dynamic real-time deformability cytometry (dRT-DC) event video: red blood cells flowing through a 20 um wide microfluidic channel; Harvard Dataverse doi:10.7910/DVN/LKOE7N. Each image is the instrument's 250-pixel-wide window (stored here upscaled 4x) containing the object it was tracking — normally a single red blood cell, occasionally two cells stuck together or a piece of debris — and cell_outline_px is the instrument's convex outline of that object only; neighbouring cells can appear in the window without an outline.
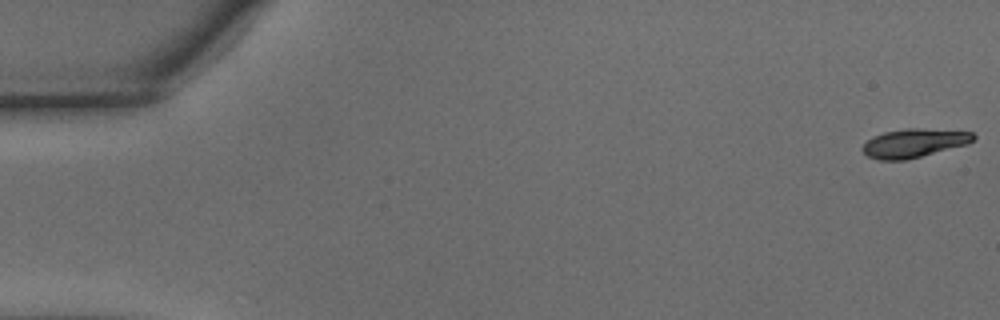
{"species": "common noctule bat (a hibernating species)", "species_latin": "Nyctalus noctula", "temperature_condition": "warm", "stored_images_in_passage": 54, "camera_frame_rate_fps": 3000, "um_per_image_px": 0.085, "animal": {"sex": "male", "body_mass_g": 15.6}, "frame": {"image": 1, "passage_image": 1, "time_ms": 0.0, "image_size_px": [1000, 320], "cell_outline_px": [[976, 136], [968, 144], [904, 160], [880, 160], [868, 156], [860, 148], [872, 136], [884, 132], [908, 128], [916, 128], [972, 132]], "centroid_in_image_um": [77.66, 12.16], "position_along_channel_um": 7.3, "area_um2": 18.26}}
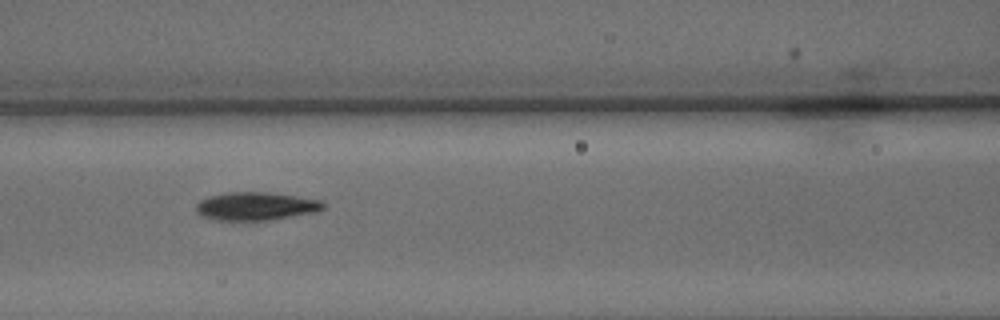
{"frame": {"image": 2, "passage_image": 24, "time_ms": 7.667, "image_size_px": [1000, 320], "cell_outline_px": [[324, 208], [316, 212], [264, 220], [216, 220], [204, 216], [196, 212], [196, 204], [200, 200], [208, 196], [228, 192], [268, 192], [320, 200], [324, 204]], "centroid_in_image_um": [21.71, 17.52], "position_along_channel_um": 144.9, "area_um2": 20.58}}
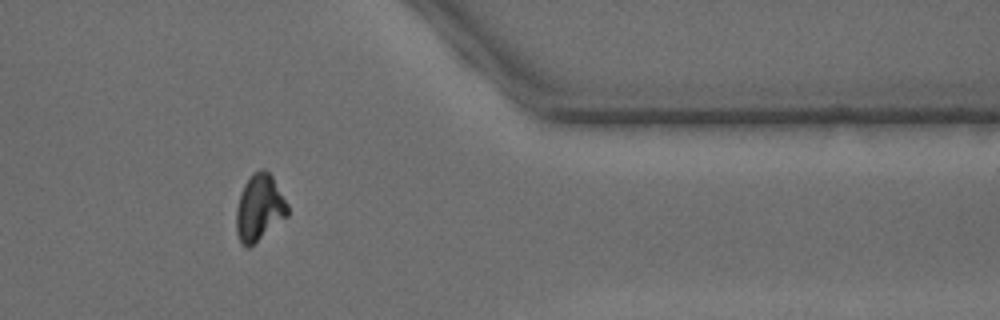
{"frame": {"image": 3, "passage_image": 45, "time_ms": 14.667, "image_size_px": [1000, 320], "cell_outline_px": [[288, 216], [248, 248], [240, 240], [236, 232], [236, 212], [240, 196], [244, 184], [252, 172], [260, 168], [268, 172], [272, 176], [288, 204]], "centroid_in_image_um": [22.05, 17.64], "position_along_channel_um": 389.3, "area_um2": 19.65}, "authors_computed_cell_mechanics": {"area_um2": 19.7098, "velocity_mm_per_s": 3.757, "shape_relaxation_time_tau1_ms": 3.7232, "shape_relaxation_time_tau2_ms": 2.2667, "deformation_change_tau1": 0.1561, "deformation_change_tau2": 0.0705}}